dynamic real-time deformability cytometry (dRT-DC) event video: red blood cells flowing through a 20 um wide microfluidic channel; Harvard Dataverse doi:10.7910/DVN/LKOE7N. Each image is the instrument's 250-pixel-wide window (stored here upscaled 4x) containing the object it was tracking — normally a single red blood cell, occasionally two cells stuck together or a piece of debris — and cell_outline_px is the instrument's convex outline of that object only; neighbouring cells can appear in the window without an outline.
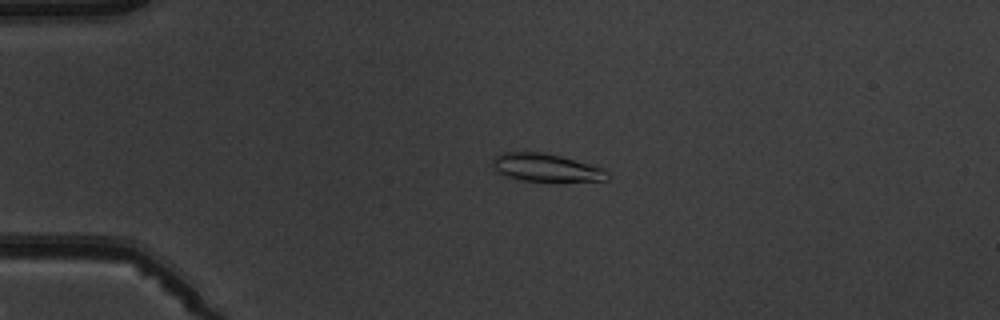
{"species": "common noctule bat (a hibernating species)", "species_latin": "Nyctalus noctula", "temperature_condition": "warm", "stored_images_in_passage": 5, "camera_frame_rate_fps": 3000, "um_per_image_px": 0.085, "animal": {"sex": "male", "body_mass_g": 19.5, "forearm_length_mm": 54.6}, "frame": {"image": 1, "passage_image": 4, "time_ms": 3.333, "image_size_px": [1000, 320], "cell_outline_px": [[612, 176], [608, 180], [520, 180], [496, 172], [492, 168], [492, 156], [500, 152], [544, 152], [560, 156], [604, 168]], "centroid_in_image_um": [46.36, 14.22], "position_along_channel_um": 38.6, "area_um2": 18.55}}